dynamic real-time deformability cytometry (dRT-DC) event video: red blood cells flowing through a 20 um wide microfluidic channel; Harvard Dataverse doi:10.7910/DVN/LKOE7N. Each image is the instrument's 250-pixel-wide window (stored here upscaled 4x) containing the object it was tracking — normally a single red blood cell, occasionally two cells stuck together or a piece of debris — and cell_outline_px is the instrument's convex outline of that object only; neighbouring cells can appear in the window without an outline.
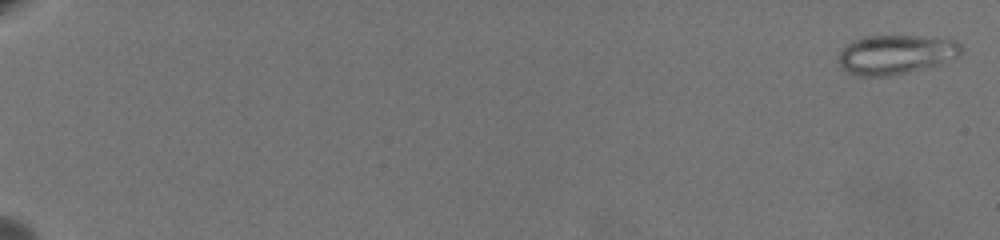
{"species": "common noctule bat (a hibernating species)", "species_latin": "Nyctalus noctula", "temperature_condition": "warm", "stored_images_in_passage": 17, "camera_frame_rate_fps": 3000, "um_per_image_px": 0.085, "animal": {"sex": "female", "body_mass_g": 19.5, "forearm_length_mm": 54.1}, "frame": {"image": 1, "passage_image": 2, "time_ms": 0.333, "image_size_px": [1000, 240], "cell_outline_px": [[960, 52], [956, 56], [936, 64], [888, 76], [860, 76], [848, 72], [840, 64], [840, 52], [848, 44], [856, 40], [868, 36], [916, 36], [956, 40], [960, 44]], "centroid_in_image_um": [76.11, 4.62], "position_along_channel_um": 8.9, "area_um2": 27.05}}